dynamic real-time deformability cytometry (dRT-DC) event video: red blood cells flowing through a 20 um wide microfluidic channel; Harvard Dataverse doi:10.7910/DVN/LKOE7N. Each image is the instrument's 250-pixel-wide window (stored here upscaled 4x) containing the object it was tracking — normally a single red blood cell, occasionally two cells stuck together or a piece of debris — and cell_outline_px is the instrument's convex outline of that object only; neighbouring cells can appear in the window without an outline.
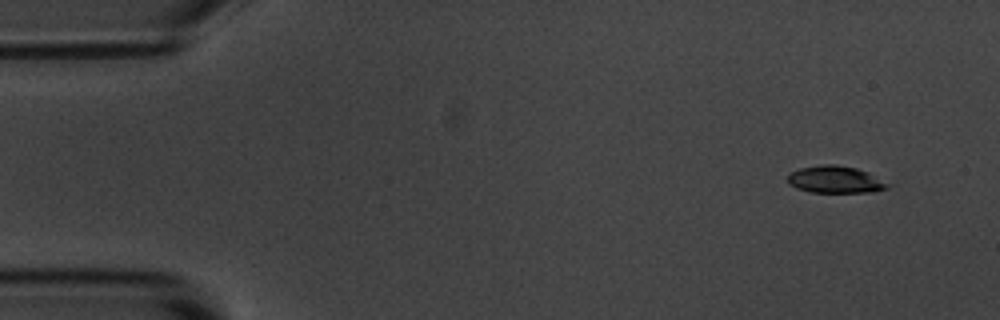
{"species": "common noctule bat (a hibernating species)", "species_latin": "Nyctalus noctula", "temperature_condition": "room temperature", "stored_images_in_passage": 4, "camera_frame_rate_fps": 3000, "um_per_image_px": 0.085, "animal": {"sex": "male", "body_mass_g": 20.1, "forearm_length_mm": 53.5}, "frame": {"image": 1, "passage_image": 1, "time_ms": 0.0, "image_size_px": [1000, 320], "cell_outline_px": [[892, 184], [888, 188], [872, 192], [812, 192], [796, 188], [788, 184], [788, 176], [792, 172], [800, 168], [820, 164], [836, 164], [856, 168], [868, 172]], "centroid_in_image_um": [71.03, 15.26], "position_along_channel_um": 14.0, "area_um2": 15.9}}
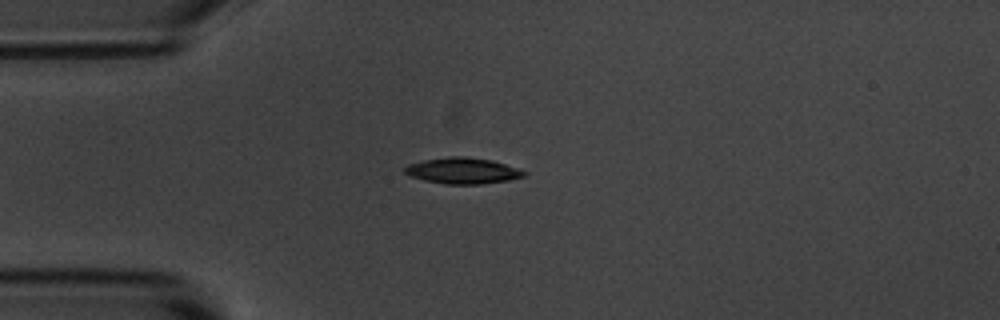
{"frame": {"image": 2, "passage_image": 4, "time_ms": 3.333, "image_size_px": [1000, 320], "cell_outline_px": [[528, 172], [524, 176], [508, 180], [480, 184], [444, 184], [424, 180], [412, 176], [404, 172], [404, 168], [408, 164], [424, 160], [452, 156], [464, 156], [492, 160]], "centroid_in_image_um": [39.32, 14.51], "position_along_channel_um": 45.7, "area_um2": 17.92}}